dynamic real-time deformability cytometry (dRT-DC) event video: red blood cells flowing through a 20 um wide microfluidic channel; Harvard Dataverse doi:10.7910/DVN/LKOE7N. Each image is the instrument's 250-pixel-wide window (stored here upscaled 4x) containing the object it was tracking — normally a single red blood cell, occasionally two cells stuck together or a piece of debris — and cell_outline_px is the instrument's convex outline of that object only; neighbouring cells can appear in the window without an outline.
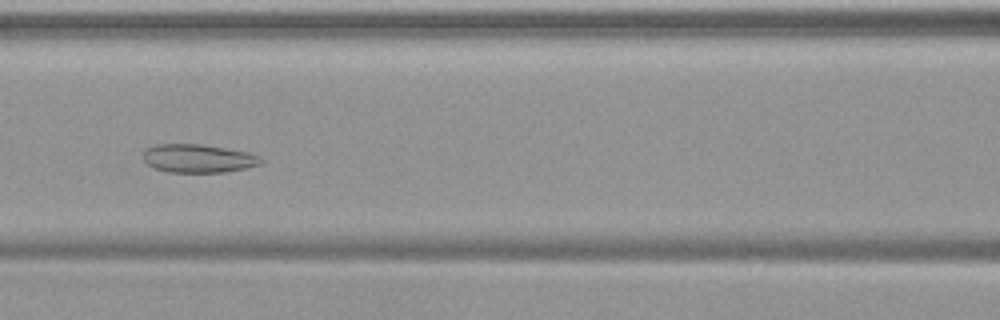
{"species": "common noctule bat (a hibernating species)", "species_latin": "Nyctalus noctula", "temperature_condition": "warm", "stored_images_in_passage": 55, "camera_frame_rate_fps": 3000, "um_per_image_px": 0.085, "animal": {"sex": "female", "body_mass_g": 19.9}, "frame": {"image": 1, "passage_image": 25, "time_ms": 8.0, "image_size_px": [1000, 320], "cell_outline_px": [[264, 160], [260, 164], [244, 168], [224, 172], [168, 172], [152, 168], [144, 160], [144, 148], [156, 144], [200, 144], [248, 152], [260, 156]], "centroid_in_image_um": [16.82, 13.46], "position_along_channel_um": 149.8, "area_um2": 19.48}}
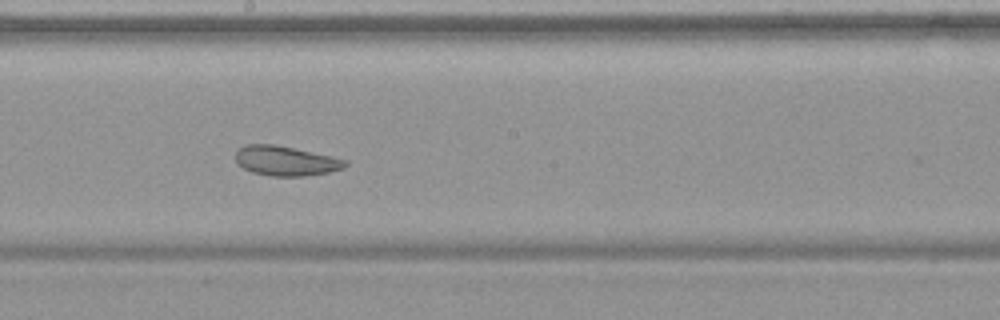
{"frame": {"image": 2, "passage_image": 31, "time_ms": 10.0, "image_size_px": [1000, 320], "cell_outline_px": [[348, 164], [344, 168], [328, 172], [304, 176], [272, 176], [252, 172], [244, 168], [236, 160], [236, 152], [244, 144], [272, 144], [292, 148], [348, 160]], "centroid_in_image_um": [24.29, 13.68], "position_along_channel_um": 223.9, "area_um2": 18.67}}
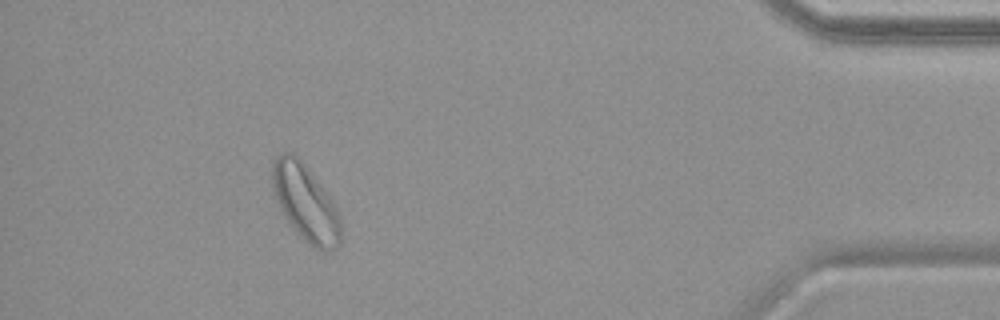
{"frame": {"image": 3, "passage_image": 50, "time_ms": 16.333, "image_size_px": [1000, 320], "cell_outline_px": [[340, 244], [336, 248], [328, 252], [324, 252], [316, 248], [300, 236], [288, 224], [276, 200], [272, 188], [272, 160], [280, 152], [292, 152], [308, 168], [332, 200], [340, 216]], "centroid_in_image_um": [25.94, 17.23], "position_along_channel_um": 409.3, "area_um2": 30.58}, "authors_computed_cell_mechanics": {"area_um2": 27.3394, "velocity_mm_per_s": 3.7335, "shape_relaxation_time_tau1_ms": null, "shape_relaxation_time_tau2_ms": 1.8667, "deformation_change_tau1": null, "deformation_change_tau2": 0.0739}}